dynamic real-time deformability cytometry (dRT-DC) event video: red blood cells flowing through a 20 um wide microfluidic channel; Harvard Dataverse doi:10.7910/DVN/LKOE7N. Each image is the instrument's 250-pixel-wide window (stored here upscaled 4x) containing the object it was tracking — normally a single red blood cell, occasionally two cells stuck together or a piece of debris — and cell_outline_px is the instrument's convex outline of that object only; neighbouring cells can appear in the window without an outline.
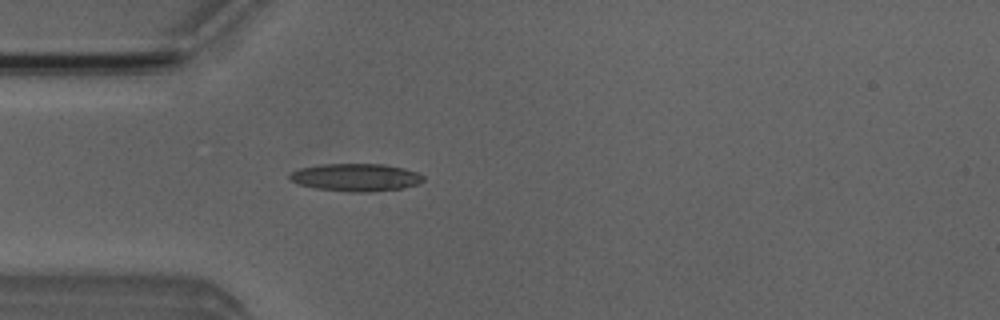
{"species": "Egyptian fruit bat (a non-hibernating species)", "species_latin": "Rousettus aegyptiacus", "temperature_condition": "room temperature", "stored_images_in_passage": 51, "camera_frame_rate_fps": 3000, "um_per_image_px": 0.085, "animal": {"sex": "male"}, "frame": {"image": 1, "passage_image": 14, "time_ms": 4.333, "image_size_px": [1000, 320], "cell_outline_px": [[424, 180], [420, 184], [404, 188], [372, 192], [348, 192], [316, 188], [300, 184], [292, 180], [288, 176], [292, 172], [300, 168], [320, 164], [384, 164], [404, 168], [416, 172], [424, 176]], "centroid_in_image_um": [30.3, 15.08], "position_along_channel_um": 54.7, "area_um2": 21.62}}
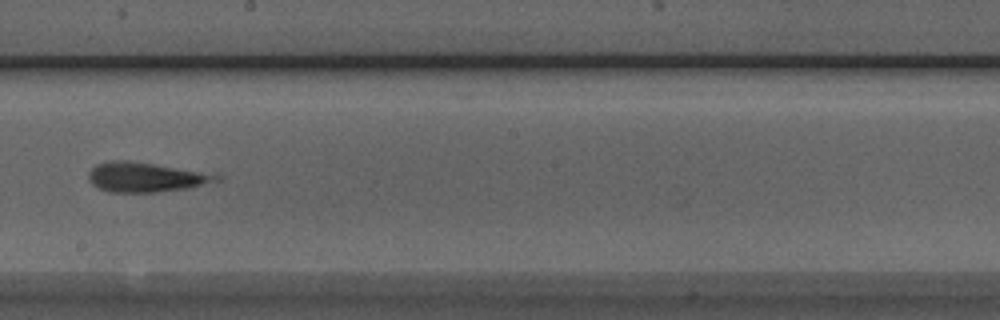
{"frame": {"image": 2, "passage_image": 28, "time_ms": 9.0, "image_size_px": [1000, 320], "cell_outline_px": [[224, 176], [220, 180], [192, 188], [156, 192], [108, 192], [92, 184], [88, 180], [88, 172], [96, 164], [108, 160], [128, 160]], "centroid_in_image_um": [12.34, 15.07], "position_along_channel_um": 235.9, "area_um2": 21.96}}
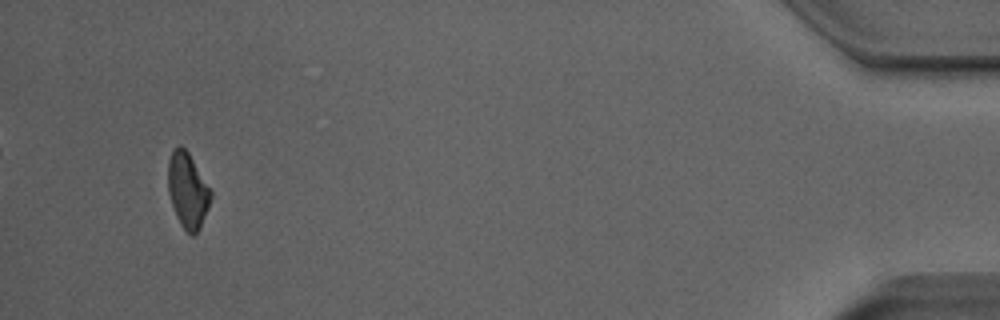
{"frame": {"image": 3, "passage_image": 48, "time_ms": 15.667, "image_size_px": [1000, 320], "cell_outline_px": [[212, 196], [208, 208], [200, 228], [192, 236], [180, 224], [176, 216], [168, 192], [168, 160], [172, 152], [180, 144], [188, 152], [212, 192]], "centroid_in_image_um": [15.94, 16.19], "position_along_channel_um": 419.3, "area_um2": 18.5}}